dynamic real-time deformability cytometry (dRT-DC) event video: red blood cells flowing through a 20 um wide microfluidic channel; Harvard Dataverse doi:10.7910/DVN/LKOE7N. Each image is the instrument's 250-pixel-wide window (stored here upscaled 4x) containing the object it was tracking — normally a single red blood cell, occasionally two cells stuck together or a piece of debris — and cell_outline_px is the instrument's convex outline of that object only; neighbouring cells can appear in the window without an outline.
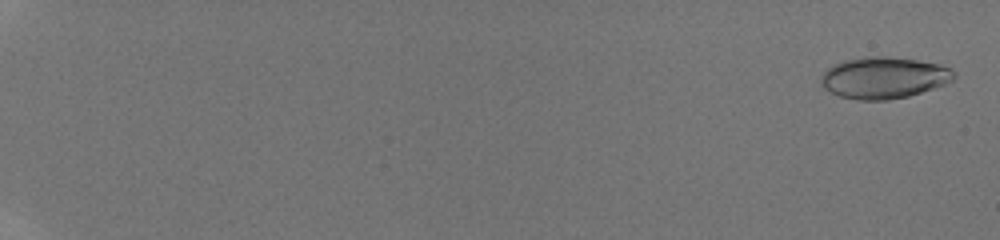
{"species": "human", "species_latin": "Homo sapiens", "temperature_condition": "room temperature", "stored_images_in_passage": 40, "camera_frame_rate_fps": 3000, "um_per_image_px": 0.085, "donor": {"sex": "male"}, "frame": {"image": 1, "passage_image": 2, "time_ms": 0.333, "image_size_px": [1000, 240], "cell_outline_px": [[956, 76], [952, 80], [944, 84], [908, 96], [888, 100], [856, 100], [840, 96], [824, 88], [820, 84], [820, 76], [828, 68], [836, 64], [848, 60], [868, 56], [888, 56], [916, 60], [940, 64], [956, 72]], "centroid_in_image_um": [75.12, 6.61], "position_along_channel_um": 9.9, "area_um2": 31.96}}